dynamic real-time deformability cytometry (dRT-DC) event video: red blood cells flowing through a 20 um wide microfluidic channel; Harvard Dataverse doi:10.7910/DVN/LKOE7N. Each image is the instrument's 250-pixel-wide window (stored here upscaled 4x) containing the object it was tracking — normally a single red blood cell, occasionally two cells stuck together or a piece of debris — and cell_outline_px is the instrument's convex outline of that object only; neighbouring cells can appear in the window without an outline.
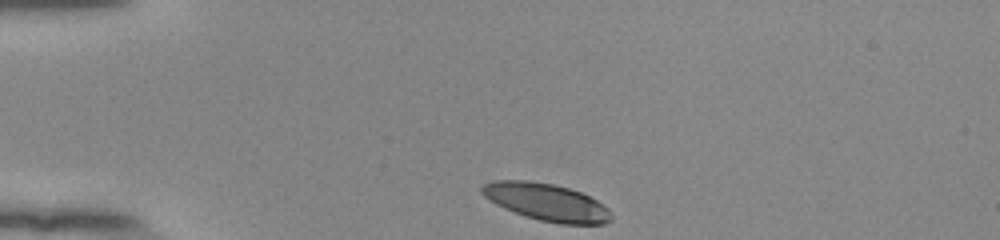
{"species": "human", "species_latin": "Homo sapiens", "temperature_condition": "room temperature", "stored_images_in_passage": 34, "camera_frame_rate_fps": 3000, "um_per_image_px": 0.085, "donor": {"sex": "female"}, "frame": {"image": 1, "passage_image": 1, "time_ms": 0.0, "image_size_px": [1000, 240], "cell_outline_px": [[612, 220], [604, 224], [560, 224], [540, 220], [524, 216], [504, 208], [496, 204], [484, 196], [480, 192], [480, 188], [484, 184], [492, 180], [528, 180], [552, 184], [568, 188], [580, 192], [596, 200], [608, 208], [612, 216]], "centroid_in_image_um": [46.44, 17.18], "position_along_channel_um": 38.6, "area_um2": 28.09}}
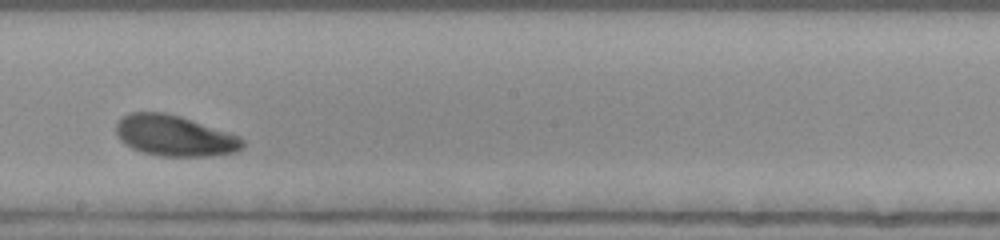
{"frame": {"image": 2, "passage_image": 20, "time_ms": 6.333, "image_size_px": [1000, 240], "cell_outline_px": [[244, 148], [236, 152], [208, 156], [160, 156], [144, 152], [132, 148], [124, 144], [120, 140], [116, 132], [116, 120], [120, 116], [128, 112], [164, 112], [180, 116], [240, 136], [244, 140]], "centroid_in_image_um": [14.81, 11.53], "position_along_channel_um": 233.4, "area_um2": 30.29}}
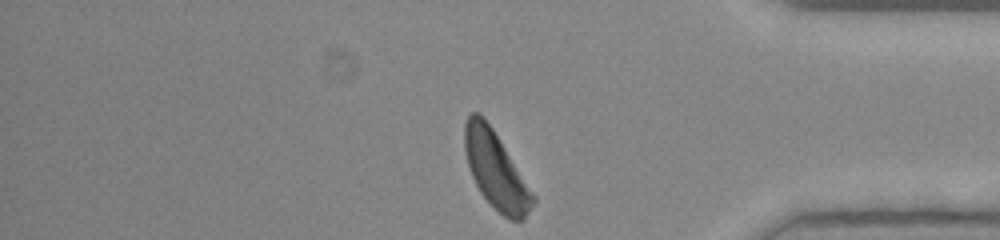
{"frame": {"image": 3, "passage_image": 34, "time_ms": 11.0, "image_size_px": [1000, 240], "cell_outline_px": [[536, 200], [524, 220], [512, 220], [504, 216], [480, 192], [472, 176], [468, 164], [464, 148], [464, 124], [468, 116], [472, 112], [476, 112], [492, 128], [536, 196]], "centroid_in_image_um": [42.16, 14.49], "position_along_channel_um": 393.0, "area_um2": 29.94}, "authors_computed_cell_mechanics": {"area_um2": 30.2872, "velocity_mm_per_s": 3.8193, "shape_relaxation_time_tau1_ms": 3.5792, "shape_relaxation_time_tau2_ms": 5.174, "deformation_change_tau1": 0.1402, "deformation_change_tau2": 0.125}}